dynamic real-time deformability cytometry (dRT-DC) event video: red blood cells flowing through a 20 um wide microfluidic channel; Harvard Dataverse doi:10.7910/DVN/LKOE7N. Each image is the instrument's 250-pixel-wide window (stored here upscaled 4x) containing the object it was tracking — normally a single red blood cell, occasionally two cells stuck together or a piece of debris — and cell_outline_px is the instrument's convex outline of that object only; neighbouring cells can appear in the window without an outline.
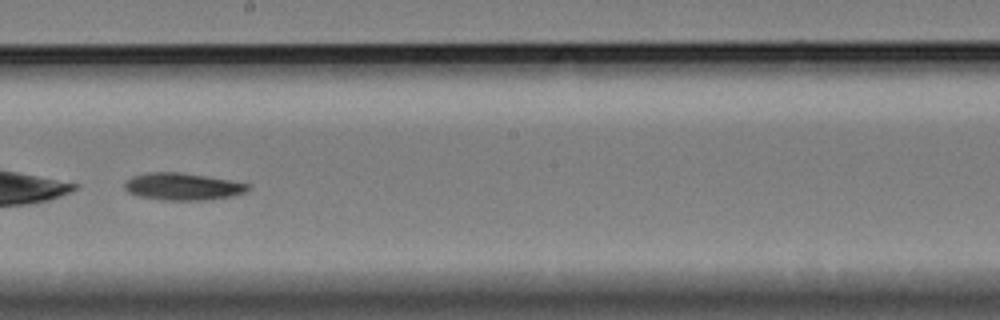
{"species": "Egyptian fruit bat (a non-hibernating species)", "species_latin": "Rousettus aegyptiacus", "temperature_condition": "cold", "stored_images_in_passage": 37, "camera_frame_rate_fps": 3000, "um_per_image_px": 0.085, "animal": {"sex": "female"}, "frame": {"image": 1, "passage_image": 18, "time_ms": 5.667, "image_size_px": [1000, 320], "cell_outline_px": [[252, 188], [244, 192], [232, 196], [204, 200], [164, 200], [140, 196], [128, 192], [124, 188], [124, 184], [132, 176], [144, 172], [180, 172], [252, 184]], "centroid_in_image_um": [15.53, 15.85], "position_along_channel_um": 232.7, "area_um2": 19.48}, "authors_computed_cell_mechanics": {"area_um2": 19.074, "velocity_mm_per_s": 3.2785, "shape_relaxation_time_tau1_ms": 0.6033, "shape_relaxation_time_tau2_ms": 7.4259, "deformation_change_tau1": 0.2156, "deformation_change_tau2": 0.1308}}